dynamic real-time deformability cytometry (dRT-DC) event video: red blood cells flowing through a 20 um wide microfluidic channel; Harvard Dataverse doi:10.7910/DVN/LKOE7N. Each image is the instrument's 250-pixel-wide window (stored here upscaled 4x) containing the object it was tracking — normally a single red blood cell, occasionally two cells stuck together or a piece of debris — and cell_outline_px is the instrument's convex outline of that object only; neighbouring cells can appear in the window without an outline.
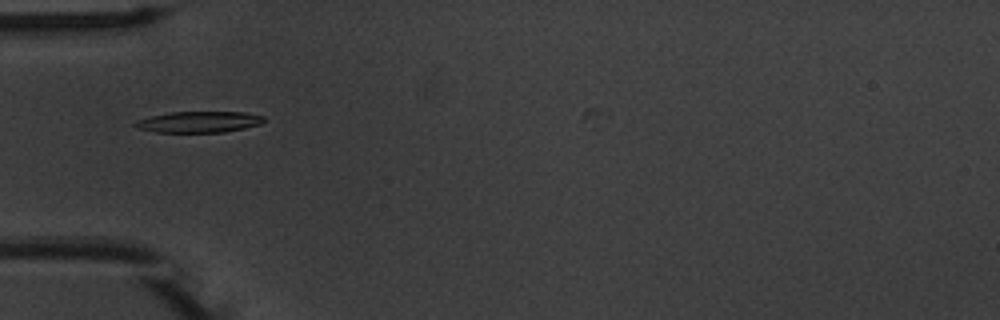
{"species": "common noctule bat (a hibernating species)", "species_latin": "Nyctalus noctula", "temperature_condition": "warm", "stored_images_in_passage": 16, "camera_frame_rate_fps": 3000, "um_per_image_px": 0.085, "animal": {"sex": "male", "body_mass_g": 20.1, "forearm_length_mm": 53.5}, "frame": {"image": 1, "passage_image": 1, "time_ms": 0.0, "image_size_px": [1000, 320], "cell_outline_px": [[268, 120], [260, 124], [244, 128], [224, 132], [156, 132], [136, 128], [132, 124], [136, 120], [152, 116], [172, 112], [244, 112], [264, 116]], "centroid_in_image_um": [16.92, 10.36], "position_along_channel_um": 68.1, "area_um2": 15.9}}
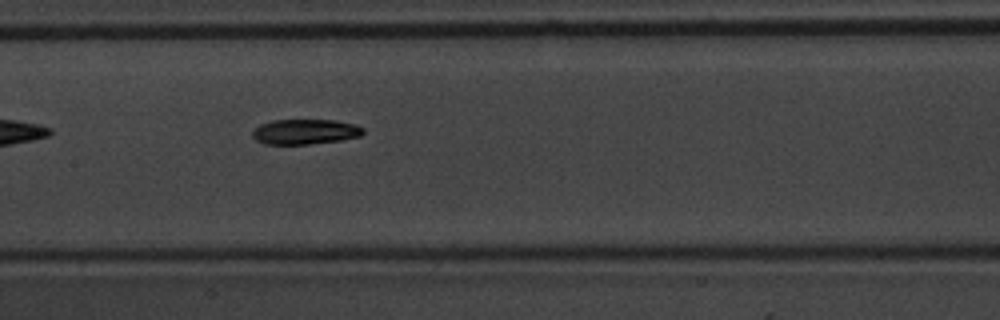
{"frame": {"image": 2, "passage_image": 10, "time_ms": 3.0, "image_size_px": [1000, 320], "cell_outline_px": [[364, 132], [360, 136], [340, 140], [308, 144], [264, 144], [256, 140], [252, 136], [252, 132], [260, 124], [272, 120], [336, 120], [356, 124], [364, 128]], "centroid_in_image_um": [25.94, 11.19], "position_along_channel_um": 181.5, "area_um2": 16.24}}
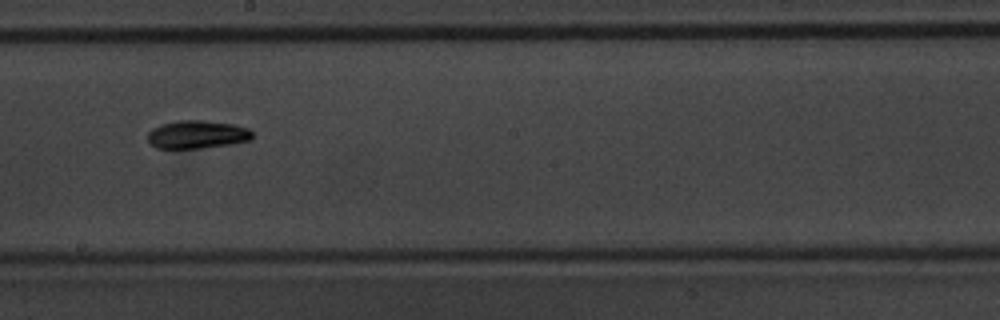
{"frame": {"image": 3, "passage_image": 14, "time_ms": 4.333, "image_size_px": [1000, 320], "cell_outline_px": [[252, 140], [228, 144], [200, 148], [156, 148], [148, 144], [148, 132], [152, 128], [160, 124], [176, 120], [200, 120], [232, 124], [248, 128], [252, 132]], "centroid_in_image_um": [16.7, 11.43], "position_along_channel_um": 231.5, "area_um2": 17.17}}